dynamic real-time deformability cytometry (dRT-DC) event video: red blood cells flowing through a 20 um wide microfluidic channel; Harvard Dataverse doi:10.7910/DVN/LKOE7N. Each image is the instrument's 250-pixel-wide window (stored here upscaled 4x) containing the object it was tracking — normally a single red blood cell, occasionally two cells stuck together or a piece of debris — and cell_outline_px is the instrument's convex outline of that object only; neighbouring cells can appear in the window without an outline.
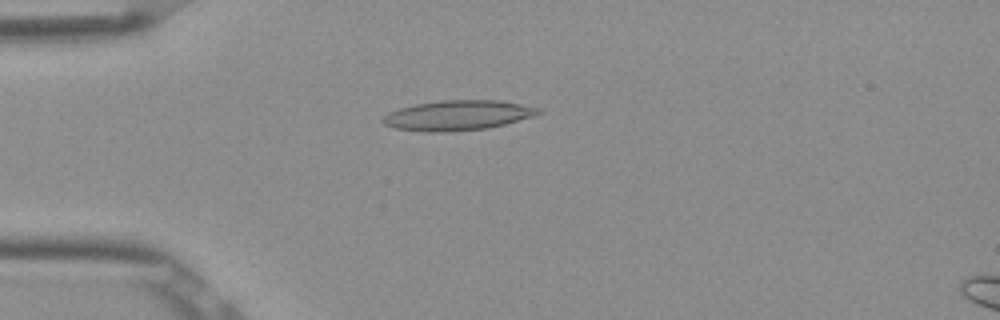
{"species": "Egyptian fruit bat (a non-hibernating species)", "species_latin": "Rousettus aegyptiacus", "temperature_condition": "room temperature", "stored_images_in_passage": 39, "camera_frame_rate_fps": 3000, "um_per_image_px": 0.085, "frame": {"image": 1, "passage_image": 1, "time_ms": 0.0, "image_size_px": [1000, 320], "cell_outline_px": [[544, 112], [536, 116], [488, 128], [444, 132], [428, 132], [396, 128], [384, 124], [380, 120], [388, 112], [400, 108], [416, 104], [440, 100], [500, 100], [540, 108]], "centroid_in_image_um": [38.94, 9.8], "position_along_channel_um": 46.1, "area_um2": 27.22}}
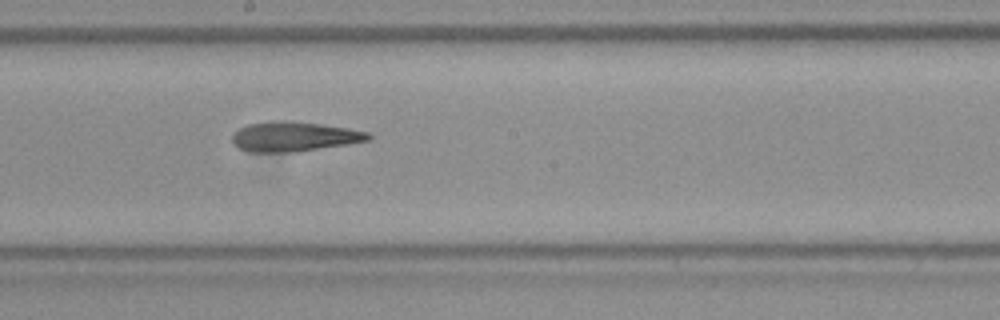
{"frame": {"image": 2, "passage_image": 16, "time_ms": 5.0, "image_size_px": [1000, 320], "cell_outline_px": [[372, 140], [348, 144], [292, 152], [248, 152], [232, 144], [232, 132], [248, 124], [268, 120], [288, 120], [320, 124], [348, 128], [372, 132]], "centroid_in_image_um": [24.99, 11.59], "position_along_channel_um": 223.2, "area_um2": 23.93}}
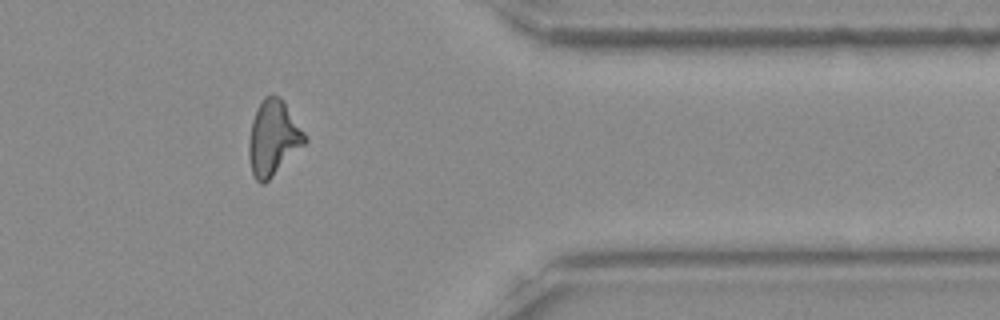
{"frame": {"image": 3, "passage_image": 30, "time_ms": 9.667, "image_size_px": [1000, 320], "cell_outline_px": [[308, 140], [264, 184], [260, 184], [256, 180], [252, 172], [248, 156], [248, 140], [252, 120], [264, 96], [272, 92], [280, 96], [284, 100], [308, 136]], "centroid_in_image_um": [23.23, 11.68], "position_along_channel_um": 388.2, "area_um2": 24.62}, "authors_computed_cell_mechanics": {"area_um2": 23.8714, "velocity_mm_per_s": 3.8978, "shape_relaxation_time_tau1_ms": null, "shape_relaxation_time_tau2_ms": 5.8466, "deformation_change_tau1": null, "deformation_change_tau2": 0.199}}